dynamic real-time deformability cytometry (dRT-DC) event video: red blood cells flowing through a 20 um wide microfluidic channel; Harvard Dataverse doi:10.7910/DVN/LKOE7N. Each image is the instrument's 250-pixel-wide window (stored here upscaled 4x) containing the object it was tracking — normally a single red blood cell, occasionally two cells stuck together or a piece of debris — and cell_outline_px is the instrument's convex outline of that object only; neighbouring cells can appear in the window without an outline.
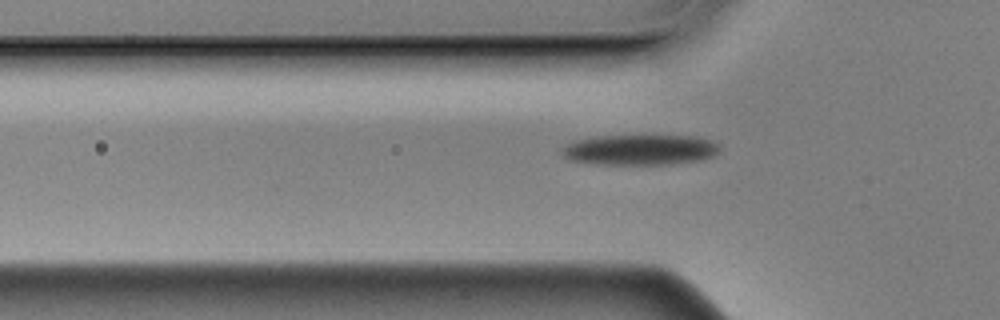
{"species": "Egyptian fruit bat (a non-hibernating species)", "species_latin": "Rousettus aegyptiacus", "temperature_condition": "cold", "stored_images_in_passage": 42, "camera_frame_rate_fps": 3000, "um_per_image_px": 0.085, "animal": {"sex": "male"}, "frame": {"image": 1, "passage_image": 5, "time_ms": 1.333, "image_size_px": [1000, 320], "cell_outline_px": [[720, 148], [716, 156], [700, 160], [672, 164], [604, 164], [572, 160], [564, 156], [560, 152], [560, 148], [576, 140], [596, 136], [652, 132], [692, 136], [708, 140], [720, 144]], "centroid_in_image_um": [54.46, 12.67], "position_along_channel_um": 71.3, "area_um2": 29.25}}
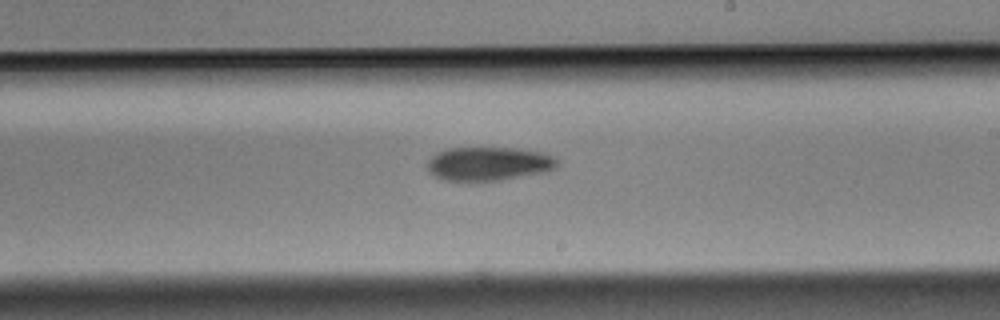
{"frame": {"image": 2, "passage_image": 20, "time_ms": 6.333, "image_size_px": [1000, 320], "cell_outline_px": [[560, 164], [556, 168], [548, 172], [500, 180], [444, 180], [428, 172], [428, 160], [436, 152], [448, 148], [512, 148], [544, 152], [552, 156]], "centroid_in_image_um": [41.57, 13.91], "position_along_channel_um": 247.4, "area_um2": 25.55}}
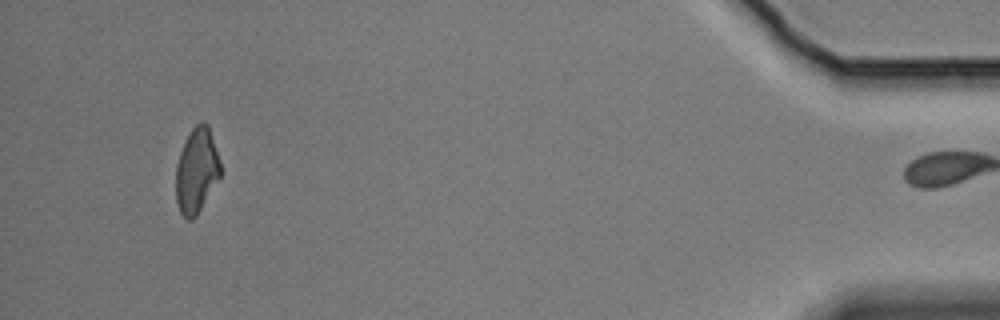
{"frame": {"image": 3, "passage_image": 41, "time_ms": 13.333, "image_size_px": [1000, 320], "cell_outline_px": [[220, 176], [196, 216], [192, 220], [188, 220], [180, 212], [176, 200], [176, 164], [180, 152], [192, 128], [200, 120], [204, 120], [208, 124], [220, 160]], "centroid_in_image_um": [16.71, 14.48], "position_along_channel_um": 418.5, "area_um2": 21.91}, "authors_computed_cell_mechanics": {"area_um2": 25.432, "velocity_mm_per_s": 3.5035, "shape_relaxation_time_tau1_ms": 3.4382, "shape_relaxation_time_tau2_ms": null, "deformation_change_tau1": 0.1104, "deformation_change_tau2": null}}